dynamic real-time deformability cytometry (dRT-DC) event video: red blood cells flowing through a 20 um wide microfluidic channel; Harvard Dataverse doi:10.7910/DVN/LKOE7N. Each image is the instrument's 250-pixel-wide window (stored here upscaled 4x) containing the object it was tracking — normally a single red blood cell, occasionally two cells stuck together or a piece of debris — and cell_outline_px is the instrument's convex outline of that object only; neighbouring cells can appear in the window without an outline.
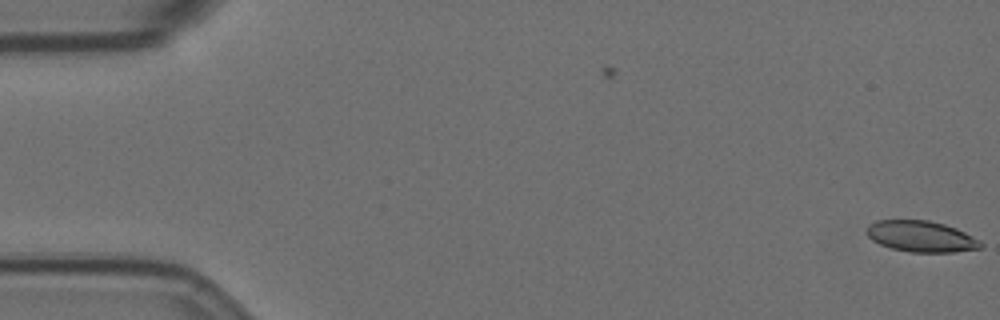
{"species": "Egyptian fruit bat (a non-hibernating species)", "species_latin": "Rousettus aegyptiacus", "temperature_condition": "room temperature", "stored_images_in_passage": 2, "camera_frame_rate_fps": 3000, "um_per_image_px": 0.085, "animal": {"sex": "female"}, "frame": {"image": 1, "passage_image": 2, "time_ms": 0.333, "image_size_px": [1000, 320], "cell_outline_px": [[984, 244], [980, 248], [952, 252], [908, 252], [892, 248], [880, 244], [872, 240], [868, 236], [868, 224], [876, 220], [928, 220], [944, 224], [956, 228], [980, 240]], "centroid_in_image_um": [78.3, 20.09], "position_along_channel_um": 6.7, "area_um2": 20.58}}